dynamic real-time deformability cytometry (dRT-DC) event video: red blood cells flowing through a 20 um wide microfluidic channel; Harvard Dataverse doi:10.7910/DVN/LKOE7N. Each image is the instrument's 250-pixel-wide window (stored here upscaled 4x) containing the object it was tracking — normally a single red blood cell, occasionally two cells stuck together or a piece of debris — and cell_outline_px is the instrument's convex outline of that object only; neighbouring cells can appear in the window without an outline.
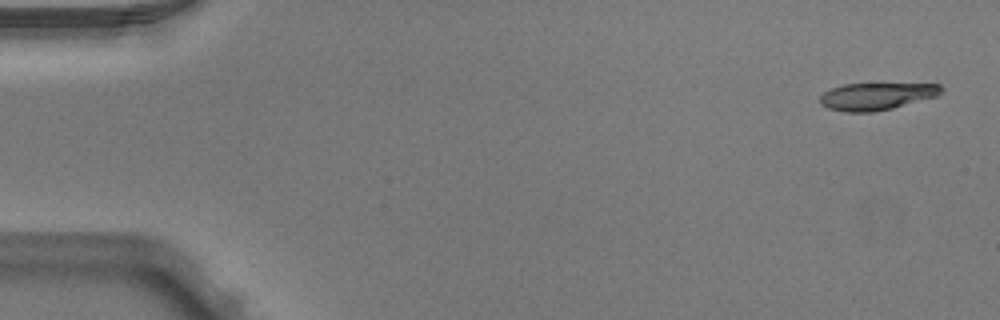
{"species": "Egyptian fruit bat (a non-hibernating species)", "species_latin": "Rousettus aegyptiacus", "temperature_condition": "warm", "stored_images_in_passage": 6, "camera_frame_rate_fps": 3000, "um_per_image_px": 0.085, "animal": {"sex": "male"}, "frame": {"image": 1, "passage_image": 1, "time_ms": 0.0, "image_size_px": [1000, 320], "cell_outline_px": [[944, 88], [936, 96], [892, 108], [872, 112], [844, 112], [828, 108], [820, 104], [820, 96], [824, 92], [832, 88], [844, 84], [940, 84]], "centroid_in_image_um": [74.47, 8.19], "position_along_channel_um": 10.5, "area_um2": 19.02}}
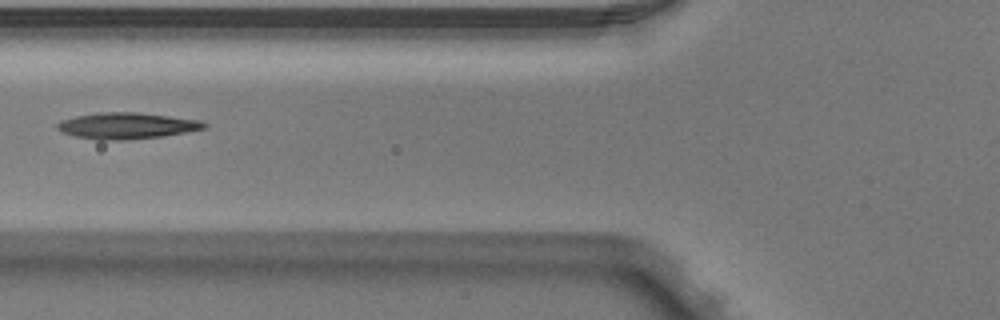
{"frame": {"image": 2, "passage_image": 5, "time_ms": 1.333, "image_size_px": [1000, 320], "cell_outline_px": [[208, 128], [188, 132], [160, 136], [120, 140], [100, 140], [76, 136], [64, 132], [56, 128], [56, 124], [60, 120], [76, 116], [96, 112], [136, 112], [200, 120], [208, 124]], "centroid_in_image_um": [10.79, 10.68], "position_along_channel_um": 115.0, "area_um2": 22.37}}